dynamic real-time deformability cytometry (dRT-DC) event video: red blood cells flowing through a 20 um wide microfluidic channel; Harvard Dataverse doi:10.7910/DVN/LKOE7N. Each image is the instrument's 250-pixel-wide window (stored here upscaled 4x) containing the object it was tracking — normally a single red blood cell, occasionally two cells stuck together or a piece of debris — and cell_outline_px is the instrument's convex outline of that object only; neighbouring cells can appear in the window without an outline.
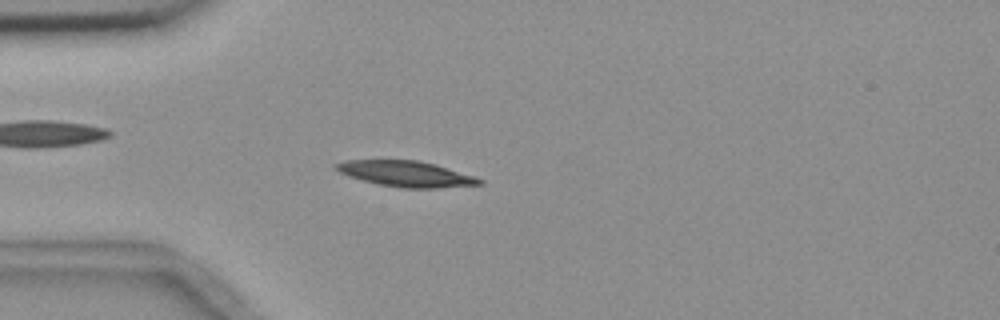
{"species": "common noctule bat (a hibernating species)", "species_latin": "Nyctalus noctula", "temperature_condition": "room temperature", "stored_images_in_passage": 5, "camera_frame_rate_fps": 3000, "um_per_image_px": 0.085, "animal": {"sex": "female", "body_mass_g": 18.4}, "frame": {"image": 1, "passage_image": 5, "time_ms": 4.333, "image_size_px": [1000, 320], "cell_outline_px": [[484, 184], [436, 188], [400, 188], [376, 184], [340, 172], [336, 168], [336, 164], [344, 160], [420, 160], [436, 164], [484, 180]], "centroid_in_image_um": [34.55, 14.78], "position_along_channel_um": 50.5, "area_um2": 21.27}}